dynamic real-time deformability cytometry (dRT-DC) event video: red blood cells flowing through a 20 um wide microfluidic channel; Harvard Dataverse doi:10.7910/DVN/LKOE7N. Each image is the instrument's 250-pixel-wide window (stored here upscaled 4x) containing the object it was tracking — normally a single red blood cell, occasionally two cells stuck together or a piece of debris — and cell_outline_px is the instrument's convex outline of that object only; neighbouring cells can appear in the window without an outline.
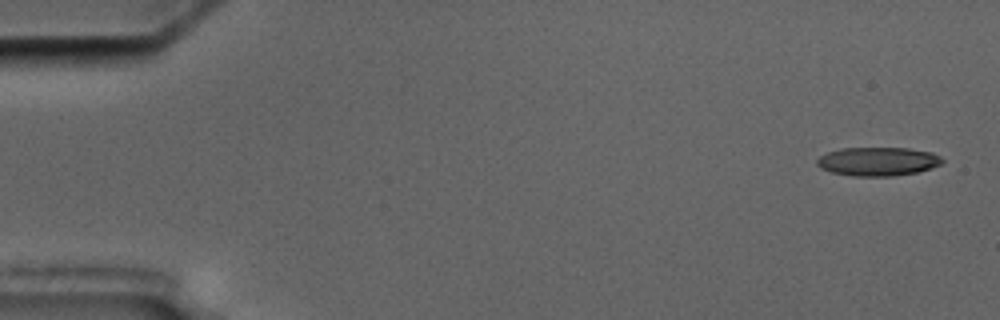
{"species": "common noctule bat (a hibernating species)", "species_latin": "Nyctalus noctula", "temperature_condition": "cold", "stored_images_in_passage": 10, "camera_frame_rate_fps": 3000, "um_per_image_px": 0.085, "animal": {"sex": "male", "body_mass_g": 17.5, "forearm_length_mm": 52.3}, "frame": {"image": 1, "passage_image": 1, "time_ms": 0.0, "image_size_px": [1000, 320], "cell_outline_px": [[944, 160], [940, 164], [932, 168], [916, 172], [892, 176], [852, 176], [832, 172], [820, 168], [816, 164], [816, 160], [820, 156], [828, 152], [840, 148], [908, 148], [932, 152], [940, 156]], "centroid_in_image_um": [74.61, 13.72], "position_along_channel_um": 10.4, "area_um2": 20.98}}
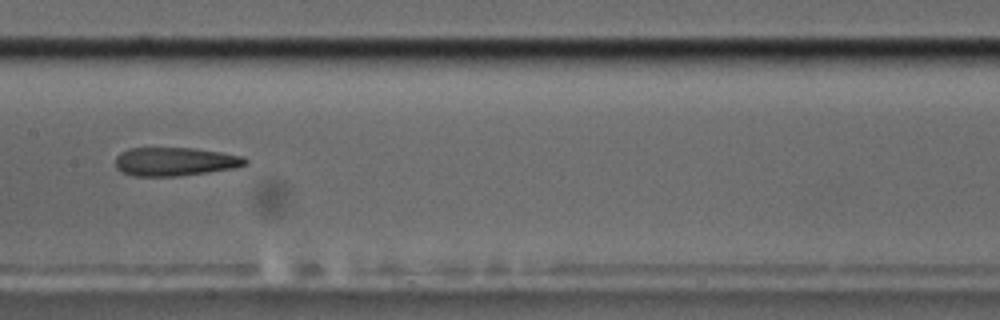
{"frame": {"image": 2, "passage_image": 8, "time_ms": 9.0, "image_size_px": [1000, 320], "cell_outline_px": [[248, 164], [236, 168], [180, 176], [136, 176], [124, 172], [116, 168], [116, 156], [120, 152], [128, 148], [196, 148], [244, 156], [248, 160]], "centroid_in_image_um": [14.91, 13.73], "position_along_channel_um": 192.5, "area_um2": 21.73}}
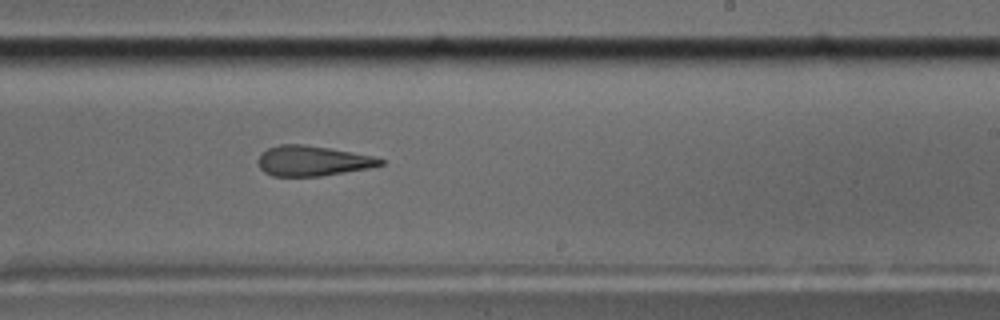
{"frame": {"image": 3, "passage_image": 10, "time_ms": 11.0, "image_size_px": [1000, 320], "cell_outline_px": [[384, 164], [368, 168], [320, 176], [272, 176], [264, 172], [260, 168], [256, 160], [260, 152], [268, 148], [280, 144], [304, 144], [376, 156], [384, 160]], "centroid_in_image_um": [26.53, 13.67], "position_along_channel_um": 262.5, "area_um2": 21.62}}